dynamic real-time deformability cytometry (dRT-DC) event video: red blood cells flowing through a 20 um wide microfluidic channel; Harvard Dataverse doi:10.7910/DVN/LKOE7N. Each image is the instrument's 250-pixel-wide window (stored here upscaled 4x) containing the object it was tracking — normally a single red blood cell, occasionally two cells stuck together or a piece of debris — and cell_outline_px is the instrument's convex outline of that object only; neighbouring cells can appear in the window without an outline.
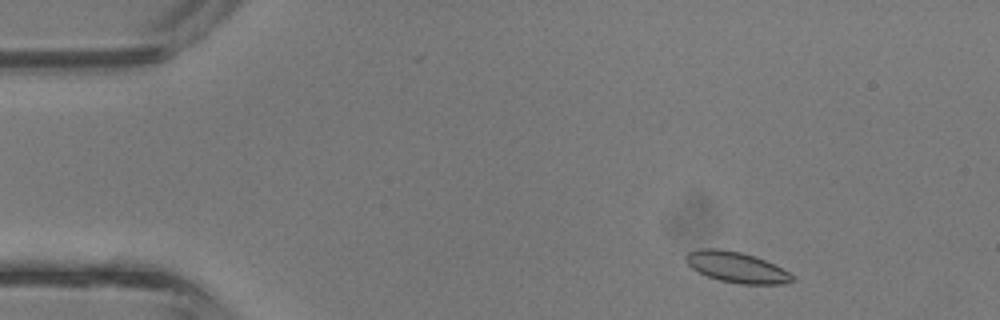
{"species": "common noctule bat (a hibernating species)", "species_latin": "Nyctalus noctula", "temperature_condition": "room temperature", "stored_images_in_passage": 3, "camera_frame_rate_fps": 3000, "um_per_image_px": 0.085, "animal": {"sex": "male", "body_mass_g": 13.3}, "frame": {"image": 1, "passage_image": 1, "time_ms": 0.0, "image_size_px": [1000, 320], "cell_outline_px": [[792, 280], [784, 284], [740, 284], [720, 280], [708, 276], [692, 268], [684, 260], [684, 256], [688, 252], [700, 248], [716, 248], [740, 252], [756, 256], [788, 272], [792, 276]], "centroid_in_image_um": [62.54, 22.7], "position_along_channel_um": 22.5, "area_um2": 18.79}}
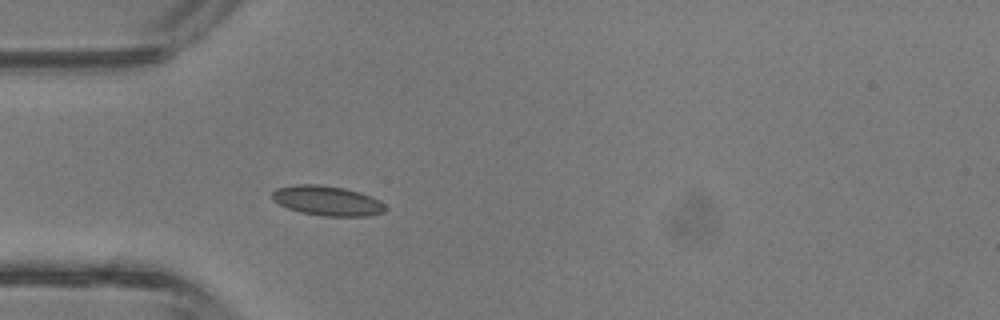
{"frame": {"image": 2, "passage_image": 3, "time_ms": 0.667, "image_size_px": [1000, 320], "cell_outline_px": [[388, 208], [384, 212], [368, 216], [324, 216], [300, 212], [288, 208], [272, 200], [272, 192], [276, 188], [296, 184], [316, 184], [344, 188], [360, 192], [372, 196], [380, 200]], "centroid_in_image_um": [27.84, 17.06], "position_along_channel_um": 57.2, "area_um2": 19.77}}